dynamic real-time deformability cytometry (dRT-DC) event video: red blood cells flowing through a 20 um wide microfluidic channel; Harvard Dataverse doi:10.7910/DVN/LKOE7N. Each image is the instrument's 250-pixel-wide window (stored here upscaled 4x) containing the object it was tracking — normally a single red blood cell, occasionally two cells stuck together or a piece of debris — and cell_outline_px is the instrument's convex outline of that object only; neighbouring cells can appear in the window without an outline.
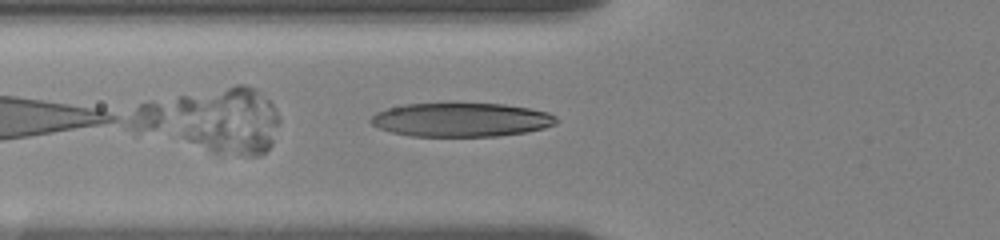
{"species": "human", "species_latin": "Homo sapiens", "temperature_condition": "room temperature", "stored_images_in_passage": 16, "camera_frame_rate_fps": 3000, "um_per_image_px": 0.085, "donor": {"sex": "female"}, "frame": {"image": 1, "passage_image": 3, "time_ms": 1.0, "image_size_px": [1000, 240], "cell_outline_px": [[560, 120], [556, 124], [544, 128], [524, 132], [496, 136], [412, 136], [392, 132], [380, 128], [372, 124], [368, 120], [376, 112], [388, 108], [404, 104], [504, 104], [528, 108], [548, 112], [556, 116]], "centroid_in_image_um": [39.21, 10.18], "position_along_channel_um": 86.6, "area_um2": 36.41}}